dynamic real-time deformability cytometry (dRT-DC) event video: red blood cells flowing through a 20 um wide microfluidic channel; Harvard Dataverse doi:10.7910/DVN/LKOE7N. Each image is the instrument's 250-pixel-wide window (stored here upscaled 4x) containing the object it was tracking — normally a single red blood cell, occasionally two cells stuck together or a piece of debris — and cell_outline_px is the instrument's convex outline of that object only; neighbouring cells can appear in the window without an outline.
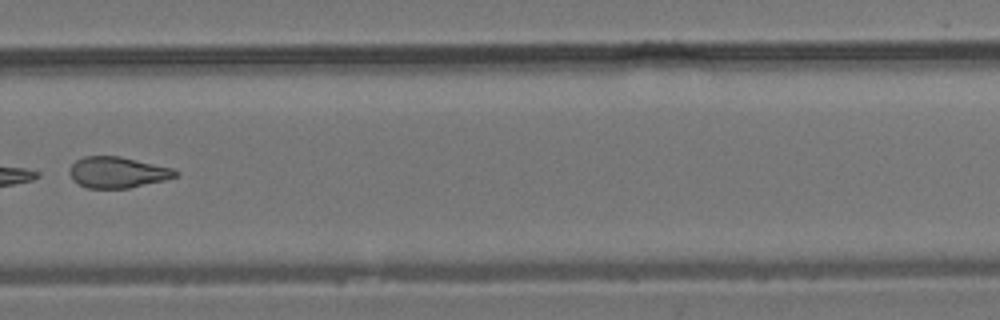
{"species": "common noctule bat (a hibernating species)", "species_latin": "Nyctalus noctula", "temperature_condition": "room temperature", "stored_images_in_passage": 35, "camera_frame_rate_fps": 3000, "um_per_image_px": 0.085, "animal": {"sex": "male", "body_mass_g": 19.2, "forearm_length_mm": 51.8}, "frame": {"image": 1, "passage_image": 25, "time_ms": 8.0, "image_size_px": [1000, 320], "cell_outline_px": [[180, 172], [176, 176], [164, 180], [128, 188], [88, 188], [72, 180], [68, 172], [68, 168], [76, 160], [84, 156], [120, 156], [172, 168]], "centroid_in_image_um": [9.95, 14.64], "position_along_channel_um": 319.8, "area_um2": 19.13}}